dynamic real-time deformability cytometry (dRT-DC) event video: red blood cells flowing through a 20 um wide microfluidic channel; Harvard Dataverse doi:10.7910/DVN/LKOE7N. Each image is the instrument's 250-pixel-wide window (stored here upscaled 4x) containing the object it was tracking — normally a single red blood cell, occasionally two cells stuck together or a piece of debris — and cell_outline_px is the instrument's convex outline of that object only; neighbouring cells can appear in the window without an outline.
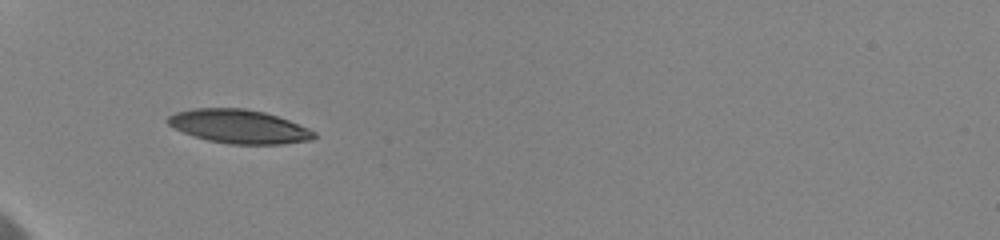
{"species": "human", "species_latin": "Homo sapiens", "temperature_condition": "cold", "stored_images_in_passage": 16, "camera_frame_rate_fps": 3000, "um_per_image_px": 0.085, "donor": {"sex": "female"}, "frame": {"image": 1, "passage_image": 1, "time_ms": 0.0, "image_size_px": [1000, 240], "cell_outline_px": [[316, 136], [312, 140], [280, 144], [228, 144], [208, 140], [172, 128], [164, 120], [168, 116], [176, 112], [196, 108], [244, 108], [264, 112], [288, 120], [308, 128], [316, 132]], "centroid_in_image_um": [20.3, 10.75], "position_along_channel_um": 64.7, "area_um2": 28.67}}
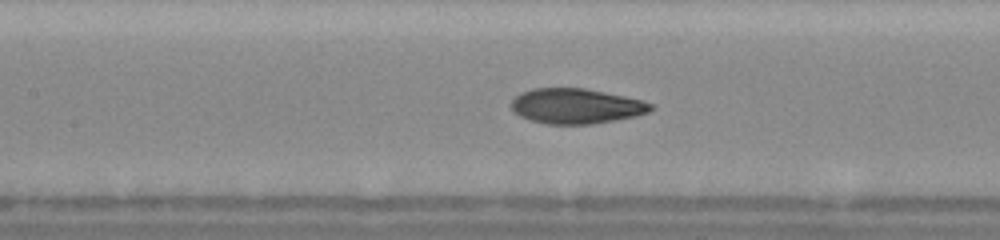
{"frame": {"image": 2, "passage_image": 13, "time_ms": 3.0, "image_size_px": [1000, 240], "cell_outline_px": [[652, 108], [648, 112], [636, 116], [592, 124], [548, 124], [532, 120], [520, 116], [512, 112], [512, 100], [520, 92], [532, 88], [584, 88], [624, 96], [640, 100], [652, 104]], "centroid_in_image_um": [48.93, 9.01], "position_along_channel_um": 158.5, "area_um2": 28.38}}